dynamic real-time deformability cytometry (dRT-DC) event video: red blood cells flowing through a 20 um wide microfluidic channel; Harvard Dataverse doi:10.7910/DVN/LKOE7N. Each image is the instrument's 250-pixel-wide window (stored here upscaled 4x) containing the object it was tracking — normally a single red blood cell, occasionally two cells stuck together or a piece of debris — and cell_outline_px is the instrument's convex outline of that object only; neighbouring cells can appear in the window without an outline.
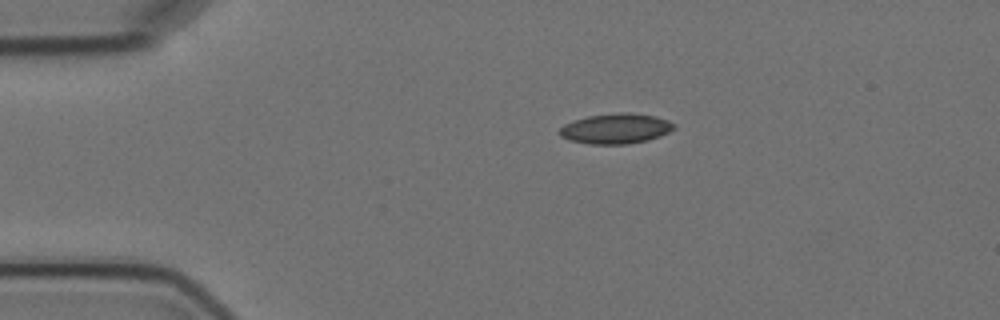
{"species": "Egyptian fruit bat (a non-hibernating species)", "species_latin": "Rousettus aegyptiacus", "temperature_condition": "cold", "stored_images_in_passage": 5, "camera_frame_rate_fps": 3000, "um_per_image_px": 0.085, "animal": {"sex": "female"}, "frame": {"image": 1, "passage_image": 1, "time_ms": 0.0, "image_size_px": [1000, 320], "cell_outline_px": [[676, 128], [660, 136], [648, 140], [628, 144], [588, 144], [568, 140], [560, 136], [556, 132], [564, 124], [572, 120], [588, 116], [620, 112], [628, 112], [656, 116], [668, 120], [676, 124]], "centroid_in_image_um": [52.32, 10.93], "position_along_channel_um": 32.7, "area_um2": 20.46}}
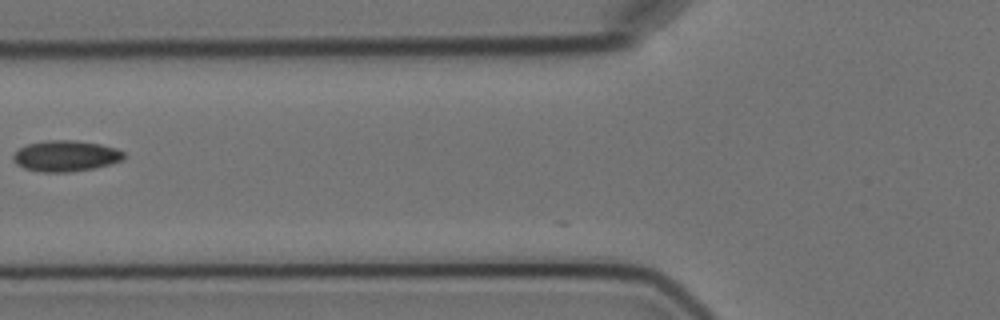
{"frame": {"image": 2, "passage_image": 4, "time_ms": 3.667, "image_size_px": [1000, 320], "cell_outline_px": [[124, 160], [92, 168], [68, 172], [44, 172], [24, 168], [16, 164], [12, 156], [20, 148], [28, 144], [48, 140], [76, 140], [100, 144], [116, 148], [124, 152]], "centroid_in_image_um": [5.59, 13.25], "position_along_channel_um": 120.2, "area_um2": 19.77}}